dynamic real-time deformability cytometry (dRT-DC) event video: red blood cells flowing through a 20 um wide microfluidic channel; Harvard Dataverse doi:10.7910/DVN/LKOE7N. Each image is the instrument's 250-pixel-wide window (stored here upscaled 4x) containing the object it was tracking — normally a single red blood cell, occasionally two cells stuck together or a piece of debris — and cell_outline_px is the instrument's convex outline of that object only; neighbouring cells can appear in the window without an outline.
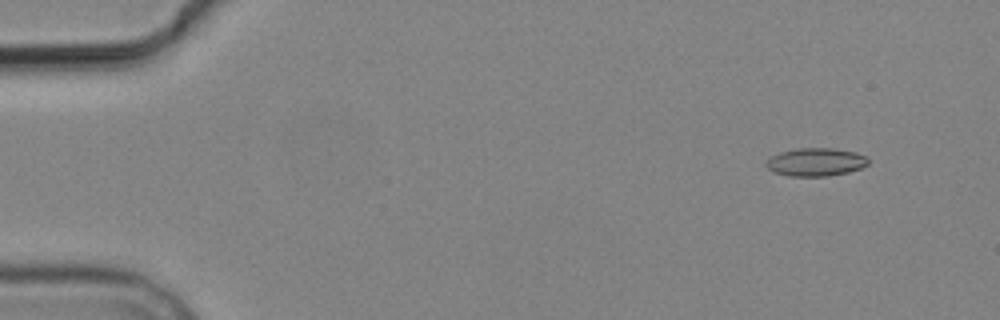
{"species": "common noctule bat (a hibernating species)", "species_latin": "Nyctalus noctula", "temperature_condition": "cold", "stored_images_in_passage": 5, "camera_frame_rate_fps": 3000, "um_per_image_px": 0.085, "animal": {"sex": "male", "body_mass_g": 19.2, "forearm_length_mm": 51.8}, "frame": {"image": 1, "passage_image": 1, "time_ms": 0.0, "image_size_px": [1000, 320], "cell_outline_px": [[868, 164], [860, 168], [848, 172], [828, 176], [788, 176], [776, 172], [768, 168], [764, 164], [772, 156], [780, 152], [796, 148], [832, 148], [856, 152], [868, 156]], "centroid_in_image_um": [69.36, 13.77], "position_along_channel_um": 15.6, "area_um2": 16.7}}
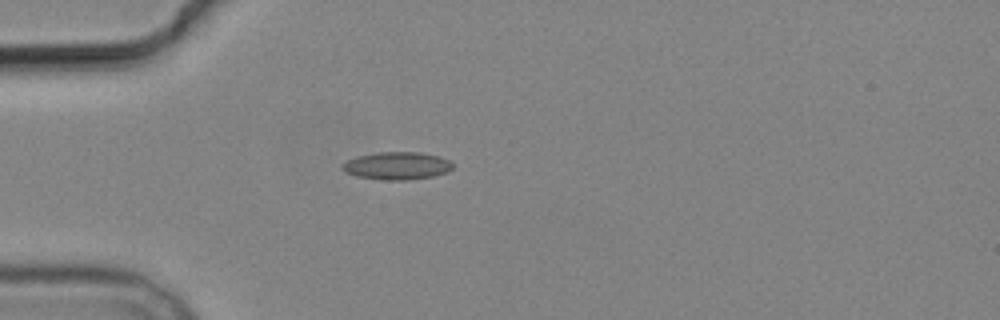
{"frame": {"image": 2, "passage_image": 4, "time_ms": 3.667, "image_size_px": [1000, 320], "cell_outline_px": [[452, 168], [448, 172], [432, 176], [408, 180], [384, 180], [356, 176], [344, 172], [340, 168], [340, 164], [356, 156], [376, 152], [420, 152], [440, 156], [448, 160], [452, 164]], "centroid_in_image_um": [33.7, 14.09], "position_along_channel_um": 51.3, "area_um2": 17.98}}